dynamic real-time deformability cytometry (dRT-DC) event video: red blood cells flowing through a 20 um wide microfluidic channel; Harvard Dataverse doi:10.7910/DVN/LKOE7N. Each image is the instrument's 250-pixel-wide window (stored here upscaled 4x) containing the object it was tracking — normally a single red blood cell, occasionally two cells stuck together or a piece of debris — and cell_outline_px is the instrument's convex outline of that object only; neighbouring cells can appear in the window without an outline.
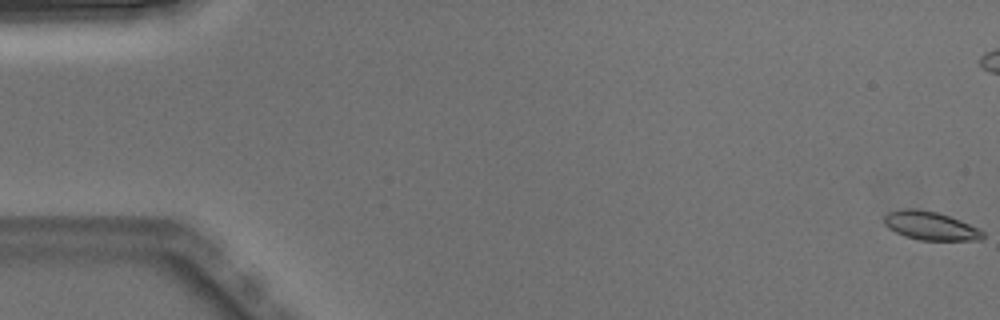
{"species": "Egyptian fruit bat (a non-hibernating species)", "species_latin": "Rousettus aegyptiacus", "temperature_condition": "warm", "stored_images_in_passage": 5, "camera_frame_rate_fps": 3000, "um_per_image_px": 0.085, "animal": {"sex": "male"}, "frame": {"image": 1, "passage_image": 1, "time_ms": 0.0, "image_size_px": [1000, 320], "cell_outline_px": [[984, 236], [980, 240], [920, 240], [904, 236], [888, 228], [884, 224], [884, 216], [888, 212], [904, 208], [916, 208], [936, 212], [960, 220], [980, 228], [984, 232]], "centroid_in_image_um": [79.08, 19.19], "position_along_channel_um": 5.9, "area_um2": 16.47}}